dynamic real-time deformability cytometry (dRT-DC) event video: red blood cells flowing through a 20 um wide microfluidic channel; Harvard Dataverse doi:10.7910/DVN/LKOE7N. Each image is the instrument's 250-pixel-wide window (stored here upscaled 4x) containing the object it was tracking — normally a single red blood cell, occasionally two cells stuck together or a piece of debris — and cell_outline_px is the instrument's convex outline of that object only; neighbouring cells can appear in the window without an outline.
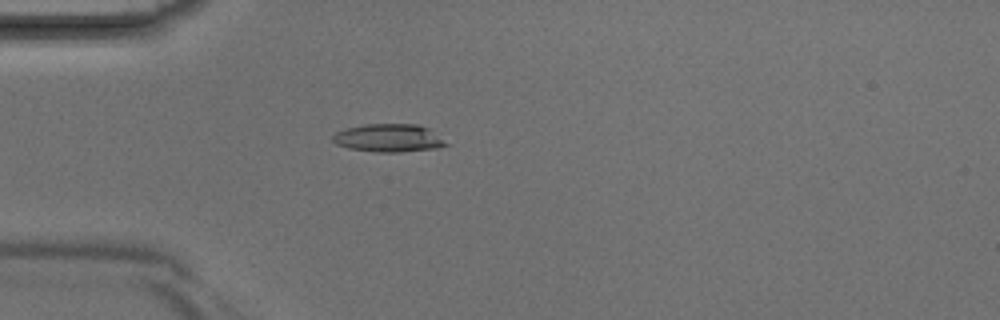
{"species": "Egyptian fruit bat (a non-hibernating species)", "species_latin": "Rousettus aegyptiacus", "temperature_condition": "room temperature", "stored_images_in_passage": 4, "camera_frame_rate_fps": 3000, "um_per_image_px": 0.085, "animal": {"sex": "male"}, "frame": {"image": 1, "passage_image": 4, "time_ms": 1.0, "image_size_px": [1000, 320], "cell_outline_px": [[448, 144], [436, 148], [400, 152], [376, 152], [348, 148], [336, 144], [332, 140], [332, 136], [336, 132], [348, 128], [364, 124], [416, 124], [428, 128]], "centroid_in_image_um": [33.0, 11.73], "position_along_channel_um": 52.0, "area_um2": 18.26}}